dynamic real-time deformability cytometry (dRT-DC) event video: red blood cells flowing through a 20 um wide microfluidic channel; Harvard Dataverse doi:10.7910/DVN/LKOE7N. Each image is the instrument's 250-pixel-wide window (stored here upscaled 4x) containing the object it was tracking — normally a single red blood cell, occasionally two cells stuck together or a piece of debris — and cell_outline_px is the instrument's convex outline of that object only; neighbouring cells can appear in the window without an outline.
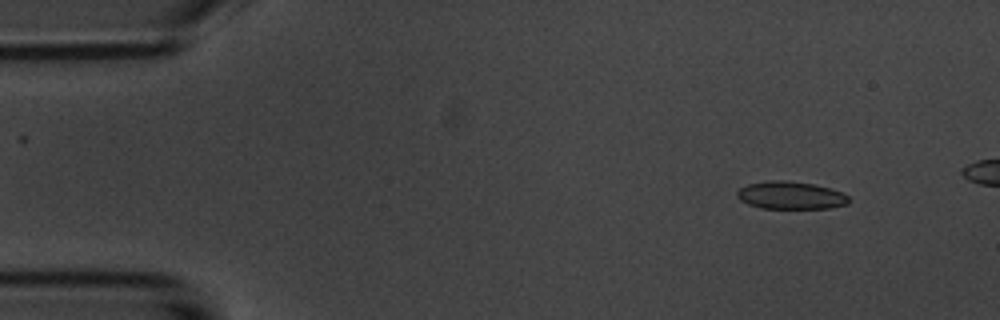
{"species": "common noctule bat (a hibernating species)", "species_latin": "Nyctalus noctula", "temperature_condition": "room temperature", "stored_images_in_passage": 5, "camera_frame_rate_fps": 3000, "um_per_image_px": 0.085, "animal": {"sex": "male", "body_mass_g": 20.1, "forearm_length_mm": 53.5}, "frame": {"image": 1, "passage_image": 1, "time_ms": 0.0, "image_size_px": [1000, 320], "cell_outline_px": [[848, 204], [828, 208], [760, 208], [748, 204], [740, 200], [736, 196], [736, 192], [740, 188], [748, 184], [768, 180], [788, 180], [812, 184], [828, 188], [840, 192], [848, 196]], "centroid_in_image_um": [67.15, 16.6], "position_along_channel_um": 17.8, "area_um2": 17.92}}